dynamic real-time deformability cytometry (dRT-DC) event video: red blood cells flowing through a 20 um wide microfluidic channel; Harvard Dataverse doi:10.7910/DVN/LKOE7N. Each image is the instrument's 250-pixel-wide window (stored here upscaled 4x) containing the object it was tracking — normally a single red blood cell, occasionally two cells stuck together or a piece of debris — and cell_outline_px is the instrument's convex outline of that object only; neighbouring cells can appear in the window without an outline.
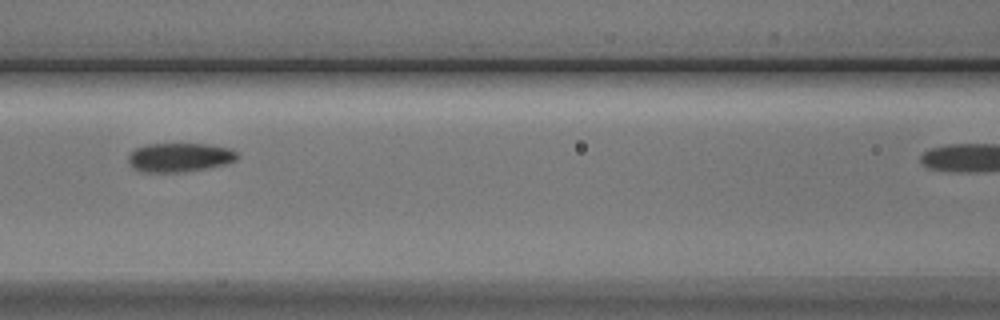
{"species": "Egyptian fruit bat (a non-hibernating species)", "species_latin": "Rousettus aegyptiacus", "temperature_condition": "cold", "stored_images_in_passage": 7, "camera_frame_rate_fps": 3000, "um_per_image_px": 0.085, "animal": {"sex": "male"}, "frame": {"image": 1, "passage_image": 6, "time_ms": 6.0, "image_size_px": [1000, 320], "cell_outline_px": [[236, 160], [224, 164], [204, 168], [180, 172], [140, 172], [132, 168], [128, 160], [128, 156], [136, 148], [144, 144], [208, 144], [232, 148], [236, 152]], "centroid_in_image_um": [15.22, 13.37], "position_along_channel_um": 151.4, "area_um2": 18.32}}